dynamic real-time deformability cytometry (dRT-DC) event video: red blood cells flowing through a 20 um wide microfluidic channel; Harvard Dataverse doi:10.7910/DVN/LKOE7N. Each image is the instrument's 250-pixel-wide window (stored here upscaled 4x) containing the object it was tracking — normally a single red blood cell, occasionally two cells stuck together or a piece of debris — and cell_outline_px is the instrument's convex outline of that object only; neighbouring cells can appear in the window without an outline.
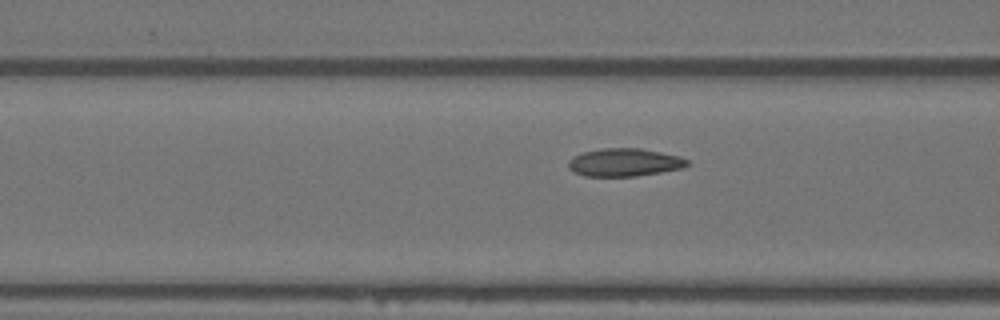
{"species": "Egyptian fruit bat (a non-hibernating species)", "species_latin": "Rousettus aegyptiacus", "temperature_condition": "warm", "stored_images_in_passage": 20, "camera_frame_rate_fps": 3000, "um_per_image_px": 0.085, "animal": {"sex": "female"}, "frame": {"image": 1, "passage_image": 17, "time_ms": 5.333, "image_size_px": [1000, 320], "cell_outline_px": [[688, 164], [684, 168], [636, 176], [584, 176], [572, 172], [568, 168], [568, 160], [572, 156], [584, 152], [604, 148], [640, 148], [680, 156], [688, 160]], "centroid_in_image_um": [53.05, 13.8], "position_along_channel_um": 113.6, "area_um2": 19.42}}